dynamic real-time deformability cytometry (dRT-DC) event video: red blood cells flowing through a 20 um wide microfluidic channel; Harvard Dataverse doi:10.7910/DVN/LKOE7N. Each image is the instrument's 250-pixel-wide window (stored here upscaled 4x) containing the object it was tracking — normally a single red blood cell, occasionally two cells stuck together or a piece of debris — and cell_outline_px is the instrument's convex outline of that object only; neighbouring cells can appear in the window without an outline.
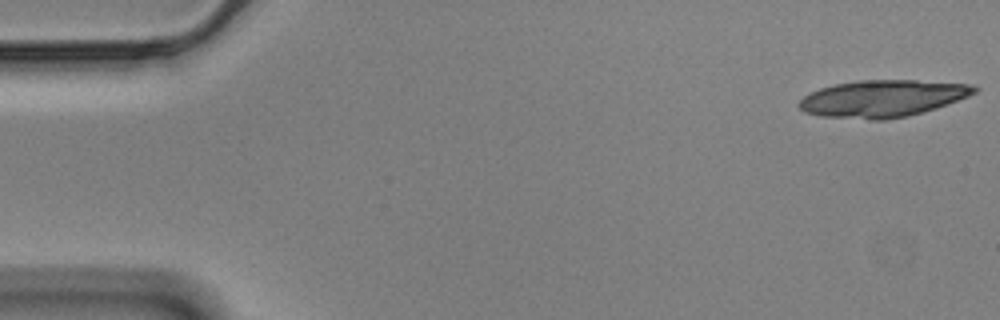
{"species": "Egyptian fruit bat (a non-hibernating species)", "species_latin": "Rousettus aegyptiacus", "temperature_condition": "cold", "stored_images_in_passage": 17, "camera_frame_rate_fps": 3000, "um_per_image_px": 0.085, "animal": {"sex": "male"}, "frame": {"image": 1, "passage_image": 1, "time_ms": 0.0, "image_size_px": [1000, 320], "cell_outline_px": [[980, 88], [976, 92], [968, 96], [936, 108], [908, 116], [884, 120], [872, 120], [820, 116], [804, 112], [796, 104], [804, 96], [820, 88], [836, 84], [856, 80], [916, 80], [972, 84]], "centroid_in_image_um": [75.01, 8.37], "position_along_channel_um": 10.0, "area_um2": 37.86}}